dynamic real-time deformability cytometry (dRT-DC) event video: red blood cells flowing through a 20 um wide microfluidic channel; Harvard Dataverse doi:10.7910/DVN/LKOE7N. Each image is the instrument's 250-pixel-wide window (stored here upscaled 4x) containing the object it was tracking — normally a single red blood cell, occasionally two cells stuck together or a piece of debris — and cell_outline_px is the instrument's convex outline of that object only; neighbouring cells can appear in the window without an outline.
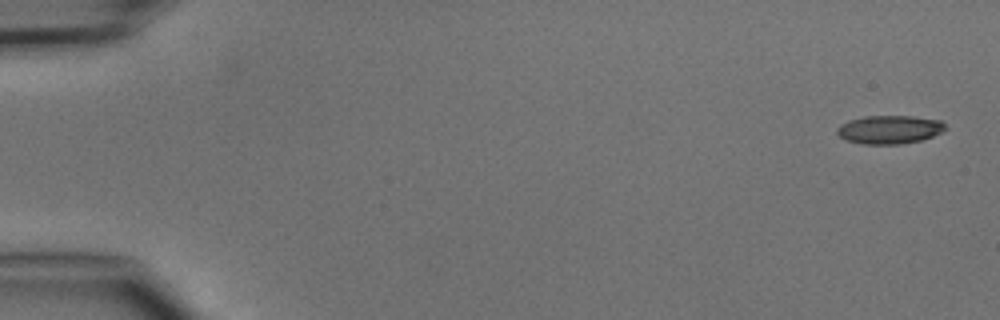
{"species": "common noctule bat (a hibernating species)", "species_latin": "Nyctalus noctula", "temperature_condition": "cold", "stored_images_in_passage": 5, "camera_frame_rate_fps": 3000, "um_per_image_px": 0.085, "animal": {"sex": "male", "body_mass_g": 15.6}, "frame": {"image": 1, "passage_image": 1, "time_ms": 0.0, "image_size_px": [1000, 320], "cell_outline_px": [[948, 128], [932, 136], [920, 140], [900, 144], [864, 144], [844, 140], [836, 132], [836, 128], [840, 124], [848, 120], [864, 116], [912, 116], [940, 120]], "centroid_in_image_um": [75.56, 11.01], "position_along_channel_um": 9.4, "area_um2": 17.98}}
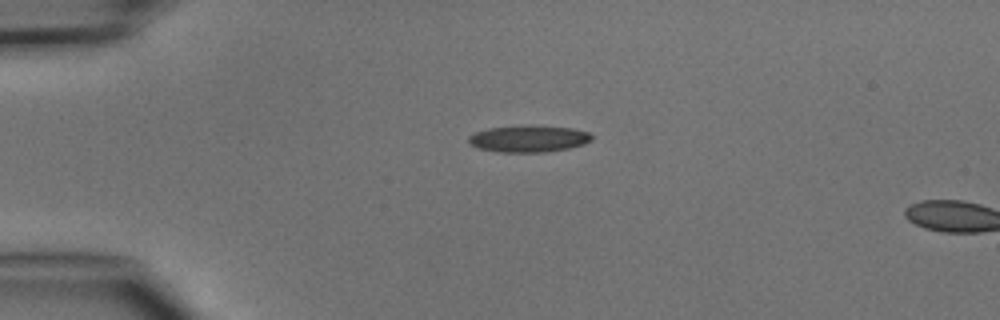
{"frame": {"image": 2, "passage_image": 4, "time_ms": 3.333, "image_size_px": [1000, 320], "cell_outline_px": [[592, 140], [584, 144], [568, 148], [544, 152], [500, 152], [476, 148], [468, 144], [468, 136], [476, 132], [488, 128], [532, 124], [572, 128], [588, 132], [592, 136]], "centroid_in_image_um": [44.9, 11.78], "position_along_channel_um": 40.1, "area_um2": 19.48}}